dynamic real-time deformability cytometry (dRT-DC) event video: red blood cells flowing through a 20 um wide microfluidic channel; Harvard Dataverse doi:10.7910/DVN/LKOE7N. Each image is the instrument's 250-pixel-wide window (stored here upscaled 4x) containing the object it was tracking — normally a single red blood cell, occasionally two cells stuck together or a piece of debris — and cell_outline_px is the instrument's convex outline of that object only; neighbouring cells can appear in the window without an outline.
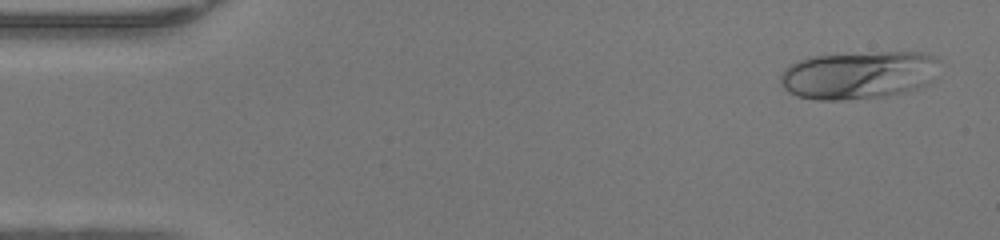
{"species": "human", "species_latin": "Homo sapiens", "temperature_condition": "warm", "stored_images_in_passage": 47, "camera_frame_rate_fps": 3000, "um_per_image_px": 0.085, "donor": {"sex": "female"}, "frame": {"image": 1, "passage_image": 2, "time_ms": 0.333, "image_size_px": [1000, 240], "cell_outline_px": [[940, 60], [932, 80], [928, 84], [904, 92], [888, 96], [840, 100], [816, 100], [796, 96], [788, 92], [780, 84], [780, 76], [784, 68], [808, 56], [880, 52], [924, 52], [936, 56]], "centroid_in_image_um": [72.98, 6.38], "position_along_channel_um": 12.0, "area_um2": 44.74}}
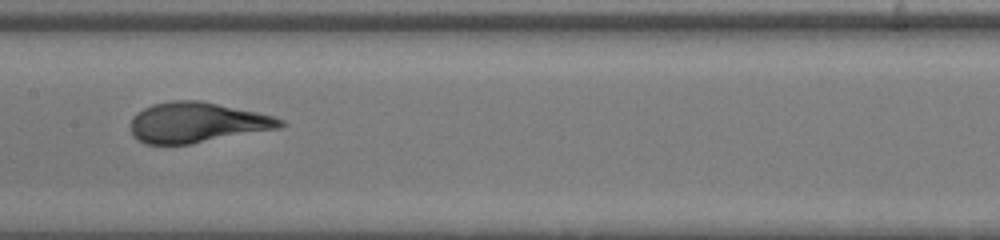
{"frame": {"image": 2, "passage_image": 23, "time_ms": 7.333, "image_size_px": [1000, 240], "cell_outline_px": [[288, 124], [280, 128], [188, 144], [144, 144], [132, 136], [132, 116], [136, 112], [152, 104], [172, 100], [200, 100], [256, 112], [272, 116], [284, 120]], "centroid_in_image_um": [16.73, 10.41], "position_along_channel_um": 190.7, "area_um2": 35.03}}
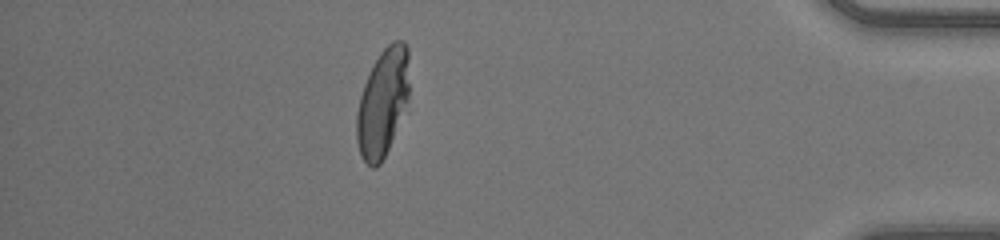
{"frame": {"image": 3, "passage_image": 41, "time_ms": 13.333, "image_size_px": [1000, 240], "cell_outline_px": [[408, 112], [380, 164], [376, 168], [372, 168], [360, 156], [356, 140], [356, 112], [360, 96], [364, 84], [372, 64], [380, 52], [392, 40], [404, 40], [408, 48]], "centroid_in_image_um": [32.55, 8.74], "position_along_channel_um": 402.7, "area_um2": 33.93}, "authors_computed_cell_mechanics": {"area_um2": 35.0268, "velocity_mm_per_s": 4.3275, "shape_relaxation_time_tau1_ms": 4.0342, "shape_relaxation_time_tau2_ms": null, "deformation_change_tau1": 0.2517, "deformation_change_tau2": null}}